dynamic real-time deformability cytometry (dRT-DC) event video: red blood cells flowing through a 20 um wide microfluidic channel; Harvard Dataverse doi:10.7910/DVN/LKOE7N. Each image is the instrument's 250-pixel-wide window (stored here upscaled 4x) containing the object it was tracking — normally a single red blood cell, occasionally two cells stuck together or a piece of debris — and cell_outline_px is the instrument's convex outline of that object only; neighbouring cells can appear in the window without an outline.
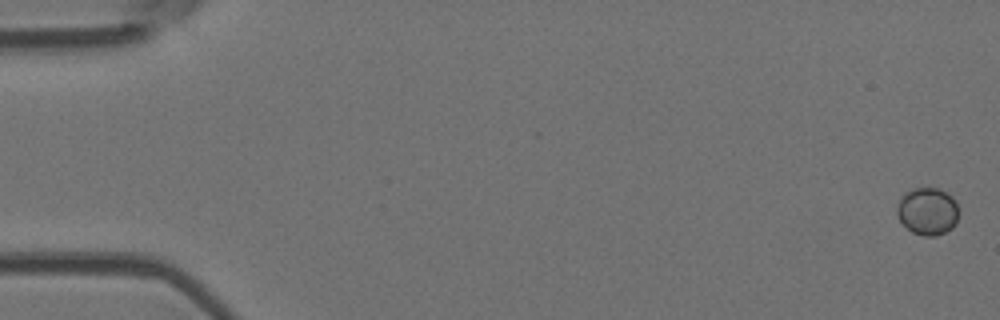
{"species": "Egyptian fruit bat (a non-hibernating species)", "species_latin": "Rousettus aegyptiacus", "temperature_condition": "room temperature", "stored_images_in_passage": 5, "camera_frame_rate_fps": 3000, "um_per_image_px": 0.085, "animal": {"sex": "female"}, "frame": {"image": 1, "passage_image": 1, "time_ms": 0.0, "image_size_px": [1000, 320], "cell_outline_px": [[956, 224], [952, 228], [936, 236], [924, 236], [912, 232], [900, 220], [896, 212], [896, 208], [900, 196], [904, 192], [912, 188], [940, 188], [952, 196], [956, 204]], "centroid_in_image_um": [78.81, 17.94], "position_along_channel_um": 6.2, "area_um2": 17.05}}
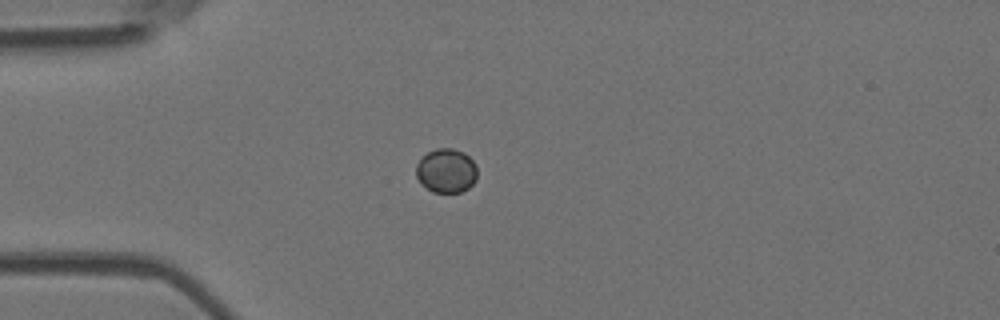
{"frame": {"image": 2, "passage_image": 5, "time_ms": 4.667, "image_size_px": [1000, 320], "cell_outline_px": [[476, 180], [468, 188], [460, 192], [432, 192], [416, 176], [416, 164], [428, 152], [436, 148], [452, 148], [464, 152], [476, 164]], "centroid_in_image_um": [37.95, 14.5], "position_along_channel_um": 47.0, "area_um2": 15.55}}